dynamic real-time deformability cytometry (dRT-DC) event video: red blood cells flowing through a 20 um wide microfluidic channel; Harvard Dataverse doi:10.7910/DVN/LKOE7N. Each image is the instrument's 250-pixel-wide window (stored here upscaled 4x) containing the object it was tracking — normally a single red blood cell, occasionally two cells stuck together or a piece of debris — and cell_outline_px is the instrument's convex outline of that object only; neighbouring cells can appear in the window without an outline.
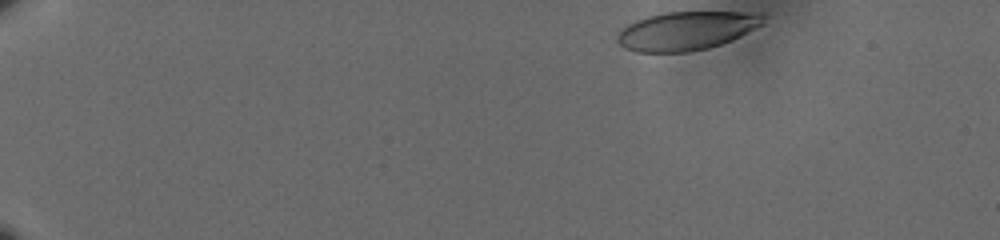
{"species": "human", "species_latin": "Homo sapiens", "temperature_condition": "cold", "stored_images_in_passage": 47, "camera_frame_rate_fps": 3000, "um_per_image_px": 0.085, "donor": {"sex": "male"}, "frame": {"image": 1, "passage_image": 1, "time_ms": 0.0, "image_size_px": [1000, 240], "cell_outline_px": [[768, 16], [764, 24], [732, 40], [708, 48], [688, 52], [636, 52], [624, 48], [616, 40], [616, 36], [628, 24], [636, 20], [648, 16], [664, 12], [764, 12]], "centroid_in_image_um": [58.41, 2.6], "position_along_channel_um": 26.6, "area_um2": 33.12}}
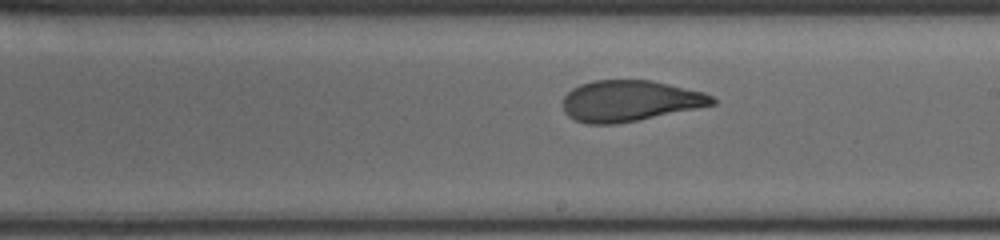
{"frame": {"image": 2, "passage_image": 29, "time_ms": 9.333, "image_size_px": [1000, 240], "cell_outline_px": [[716, 104], [616, 124], [588, 124], [576, 120], [568, 116], [564, 112], [564, 96], [572, 88], [580, 84], [592, 80], [652, 80], [704, 92], [712, 96], [716, 100]], "centroid_in_image_um": [53.52, 8.56], "position_along_channel_um": 235.5, "area_um2": 35.49}}
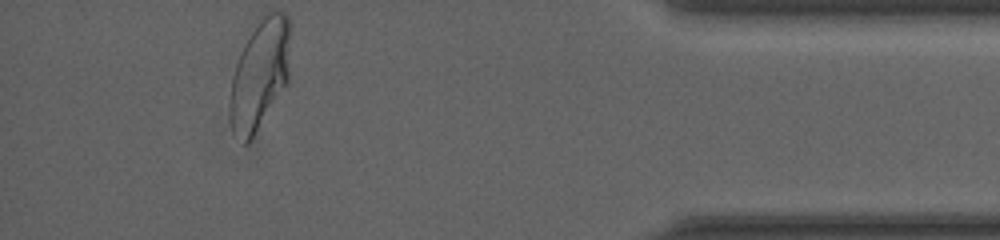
{"frame": {"image": 3, "passage_image": 47, "time_ms": 15.333, "image_size_px": [1000, 240], "cell_outline_px": [[288, 84], [248, 144], [244, 144], [232, 132], [228, 104], [232, 76], [240, 52], [260, 12], [284, 12], [288, 16]], "centroid_in_image_um": [22.04, 6.34], "position_along_channel_um": 413.2, "area_um2": 39.07}, "authors_computed_cell_mechanics": {"area_um2": 35.8938, "velocity_mm_per_s": 3.5981, "shape_relaxation_time_tau1_ms": 5.7025, "shape_relaxation_time_tau2_ms": 1.0676, "deformation_change_tau1": 0.1841, "deformation_change_tau2": 0.0699}}